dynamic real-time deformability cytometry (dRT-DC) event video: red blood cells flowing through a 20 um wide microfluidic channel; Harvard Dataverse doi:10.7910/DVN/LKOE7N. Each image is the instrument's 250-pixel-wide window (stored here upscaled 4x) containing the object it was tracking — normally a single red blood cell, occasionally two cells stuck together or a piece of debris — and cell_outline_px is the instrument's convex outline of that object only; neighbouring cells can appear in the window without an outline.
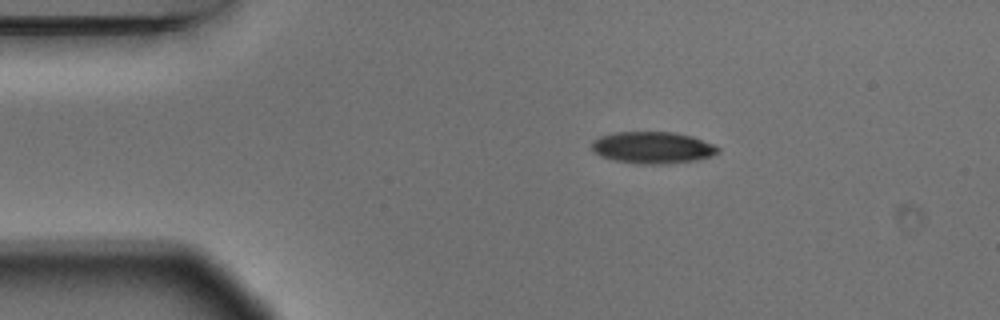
{"species": "Egyptian fruit bat (a non-hibernating species)", "species_latin": "Rousettus aegyptiacus", "temperature_condition": "warm", "stored_images_in_passage": 12, "camera_frame_rate_fps": 3000, "um_per_image_px": 0.085, "animal": {"sex": "male"}, "frame": {"image": 1, "passage_image": 2, "time_ms": 0.333, "image_size_px": [1000, 320], "cell_outline_px": [[720, 152], [712, 156], [696, 160], [664, 164], [640, 164], [616, 160], [600, 156], [592, 152], [592, 140], [600, 136], [616, 132], [672, 132], [692, 136], [712, 144], [720, 148]], "centroid_in_image_um": [55.46, 12.55], "position_along_channel_um": 29.5, "area_um2": 23.41}}
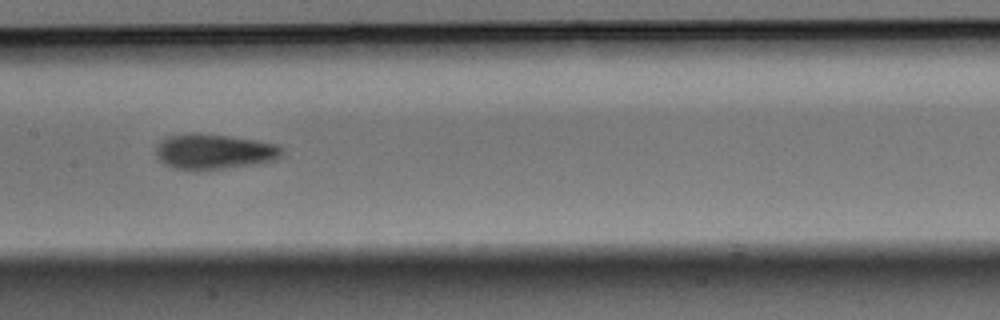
{"frame": {"image": 2, "passage_image": 6, "time_ms": 1.667, "image_size_px": [1000, 320], "cell_outline_px": [[284, 152], [276, 160], [252, 164], [200, 172], [196, 172], [172, 168], [164, 164], [156, 156], [156, 148], [160, 140], [168, 136], [196, 132], [256, 140], [276, 144]], "centroid_in_image_um": [18.14, 12.91], "position_along_channel_um": 189.3, "area_um2": 26.24}}
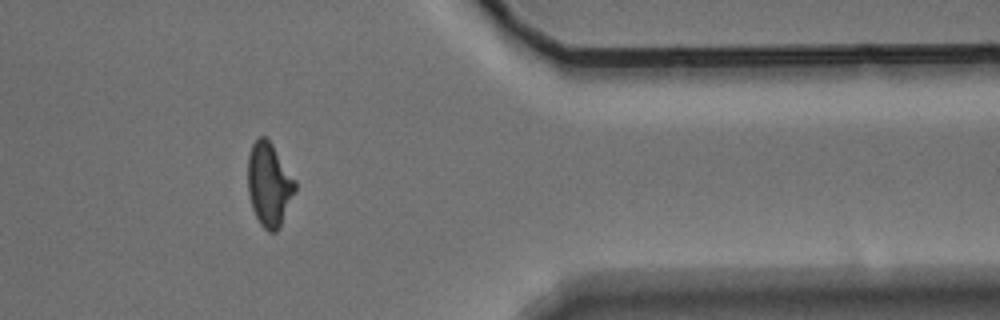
{"frame": {"image": 3, "passage_image": 11, "time_ms": 3.333, "image_size_px": [1000, 320], "cell_outline_px": [[296, 188], [280, 228], [276, 232], [268, 232], [260, 224], [252, 208], [248, 192], [248, 156], [252, 144], [260, 136], [268, 136], [296, 180]], "centroid_in_image_um": [22.88, 15.66], "position_along_channel_um": 388.5, "area_um2": 23.29}}